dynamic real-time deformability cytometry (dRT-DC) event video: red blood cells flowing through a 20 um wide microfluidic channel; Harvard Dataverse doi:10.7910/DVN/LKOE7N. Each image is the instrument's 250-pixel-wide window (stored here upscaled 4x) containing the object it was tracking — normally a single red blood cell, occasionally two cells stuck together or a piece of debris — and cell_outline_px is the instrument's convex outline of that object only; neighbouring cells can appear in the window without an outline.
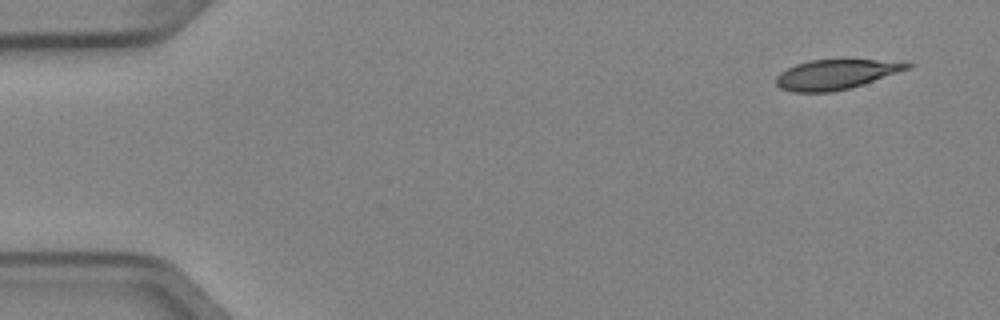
{"species": "Egyptian fruit bat (a non-hibernating species)", "species_latin": "Rousettus aegyptiacus", "temperature_condition": "cold", "stored_images_in_passage": 4, "camera_frame_rate_fps": 3000, "um_per_image_px": 0.085, "animal": {"sex": "female"}, "frame": {"image": 1, "passage_image": 1, "time_ms": 0.0, "image_size_px": [1000, 320], "cell_outline_px": [[916, 64], [912, 68], [864, 84], [832, 92], [792, 92], [780, 88], [776, 84], [776, 76], [780, 72], [796, 64], [808, 60], [876, 60]], "centroid_in_image_um": [71.04, 6.33], "position_along_channel_um": 14.0, "area_um2": 22.72}}